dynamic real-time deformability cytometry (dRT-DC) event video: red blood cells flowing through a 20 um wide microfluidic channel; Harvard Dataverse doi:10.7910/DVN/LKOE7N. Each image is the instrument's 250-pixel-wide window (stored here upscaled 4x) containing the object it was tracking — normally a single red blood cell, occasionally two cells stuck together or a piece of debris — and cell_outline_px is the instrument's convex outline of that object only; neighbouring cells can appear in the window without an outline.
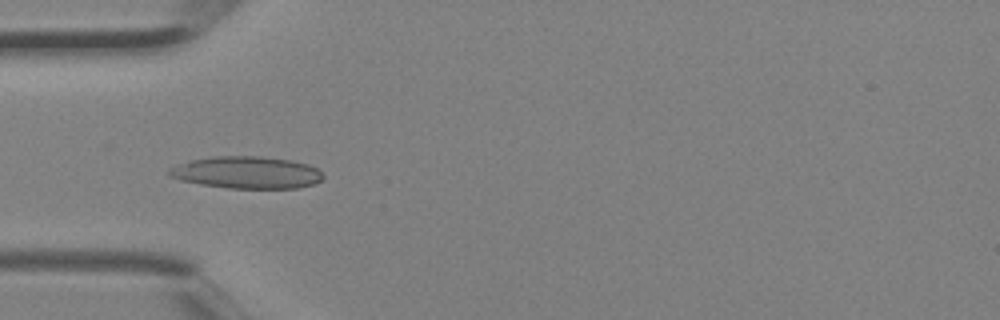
{"species": "Egyptian fruit bat (a non-hibernating species)", "species_latin": "Rousettus aegyptiacus", "temperature_condition": "room temperature", "stored_images_in_passage": 6, "camera_frame_rate_fps": 3000, "um_per_image_px": 0.085, "animal": {"sex": "female"}, "frame": {"image": 1, "passage_image": 5, "time_ms": 1.333, "image_size_px": [1000, 320], "cell_outline_px": [[324, 176], [316, 184], [296, 188], [228, 188], [200, 184], [180, 180], [168, 176], [168, 168], [176, 164], [192, 160], [212, 156], [260, 156], [292, 160], [308, 164], [316, 168]], "centroid_in_image_um": [20.95, 14.66], "position_along_channel_um": 64.1, "area_um2": 28.96}}
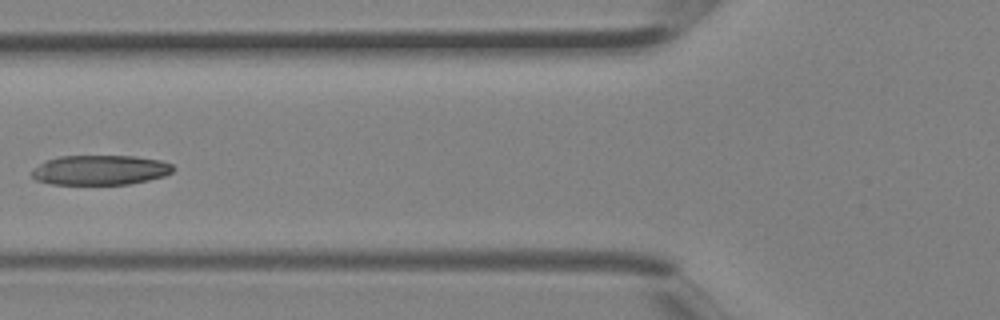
{"frame": {"image": 2, "passage_image": 6, "time_ms": 1.667, "image_size_px": [1000, 320], "cell_outline_px": [[176, 168], [172, 172], [164, 176], [148, 180], [128, 184], [52, 184], [36, 180], [32, 176], [32, 168], [48, 160], [60, 156], [136, 156], [160, 160], [172, 164]], "centroid_in_image_um": [8.54, 14.45], "position_along_channel_um": 117.3, "area_um2": 24.51}}